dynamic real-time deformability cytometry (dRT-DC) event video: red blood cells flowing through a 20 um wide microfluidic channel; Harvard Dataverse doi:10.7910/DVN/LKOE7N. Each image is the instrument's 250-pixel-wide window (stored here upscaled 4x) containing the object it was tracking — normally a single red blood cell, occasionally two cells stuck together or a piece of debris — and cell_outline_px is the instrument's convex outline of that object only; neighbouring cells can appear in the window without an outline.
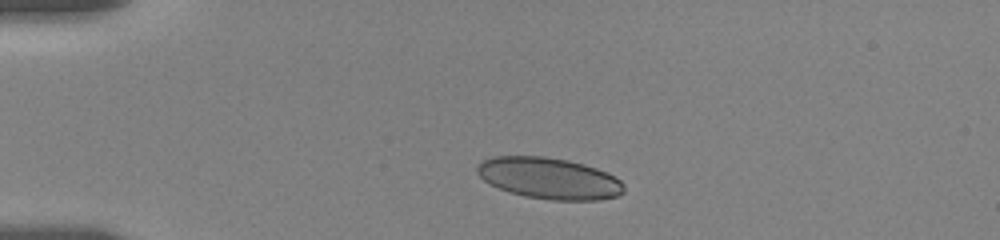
{"species": "human", "species_latin": "Homo sapiens", "temperature_condition": "room temperature", "stored_images_in_passage": 4, "camera_frame_rate_fps": 3000, "um_per_image_px": 0.085, "donor": {"sex": "female"}, "frame": {"image": 1, "passage_image": 1, "time_ms": 0.0, "image_size_px": [1000, 240], "cell_outline_px": [[624, 192], [616, 196], [600, 200], [552, 200], [524, 196], [508, 192], [488, 184], [476, 172], [476, 168], [484, 160], [492, 156], [544, 156], [568, 160], [584, 164], [596, 168], [616, 176], [624, 184]], "centroid_in_image_um": [46.68, 15.16], "position_along_channel_um": 38.3, "area_um2": 35.55}}
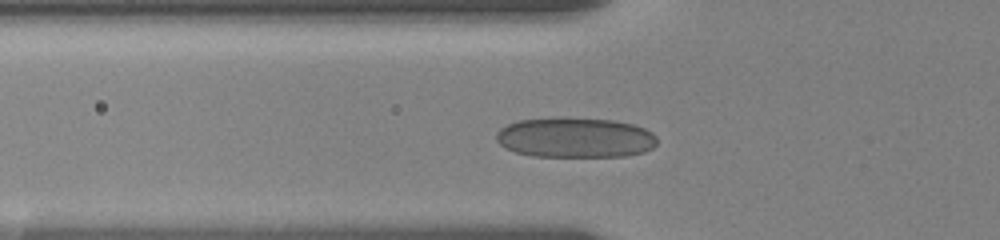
{"frame": {"image": 2, "passage_image": 4, "time_ms": 2.333, "image_size_px": [1000, 240], "cell_outline_px": [[656, 144], [652, 148], [644, 152], [624, 156], [532, 156], [516, 152], [504, 148], [496, 140], [496, 132], [500, 128], [508, 124], [520, 120], [560, 116], [612, 120], [632, 124], [644, 128], [652, 132], [656, 136]], "centroid_in_image_um": [48.86, 11.68], "position_along_channel_um": 76.9, "area_um2": 37.97}}